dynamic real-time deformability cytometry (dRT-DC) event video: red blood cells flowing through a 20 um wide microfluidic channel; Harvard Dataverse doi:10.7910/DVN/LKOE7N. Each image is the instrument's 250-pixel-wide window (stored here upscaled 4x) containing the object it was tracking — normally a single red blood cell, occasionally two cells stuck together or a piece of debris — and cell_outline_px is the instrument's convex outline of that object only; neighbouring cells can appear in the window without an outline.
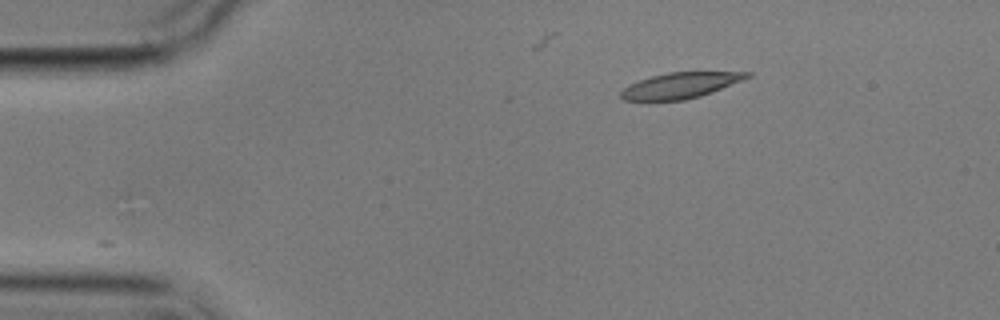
{"species": "common noctule bat (a hibernating species)", "species_latin": "Nyctalus noctula", "temperature_condition": "cold", "stored_images_in_passage": 3, "camera_frame_rate_fps": 3000, "um_per_image_px": 0.085, "animal": {"sex": "male", "body_mass_g": 17.9}, "frame": {"image": 1, "passage_image": 1, "time_ms": 0.0, "image_size_px": [1000, 320], "cell_outline_px": [[752, 76], [744, 80], [712, 92], [700, 96], [684, 100], [624, 100], [620, 96], [620, 92], [628, 84], [652, 76], [668, 72], [752, 72]], "centroid_in_image_um": [57.86, 7.25], "position_along_channel_um": 27.1, "area_um2": 18.84}}